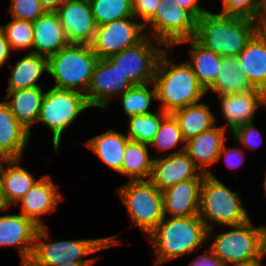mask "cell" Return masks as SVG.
I'll return each mask as SVG.
<instances>
[{
    "label": "cell",
    "mask_w": 266,
    "mask_h": 266,
    "mask_svg": "<svg viewBox=\"0 0 266 266\" xmlns=\"http://www.w3.org/2000/svg\"><path fill=\"white\" fill-rule=\"evenodd\" d=\"M231 133L234 136L235 141L239 142V144H241L243 147H248L249 149H253L255 147L256 149L262 144L259 142V140H262V138L259 135L258 129L254 127L253 122H248L244 125H241L234 129Z\"/></svg>",
    "instance_id": "obj_39"
},
{
    "label": "cell",
    "mask_w": 266,
    "mask_h": 266,
    "mask_svg": "<svg viewBox=\"0 0 266 266\" xmlns=\"http://www.w3.org/2000/svg\"><path fill=\"white\" fill-rule=\"evenodd\" d=\"M168 51H164L158 61L154 77L157 101L162 102L161 110L172 114L188 105L199 103L206 94L197 78L185 61L176 65L168 59Z\"/></svg>",
    "instance_id": "obj_3"
},
{
    "label": "cell",
    "mask_w": 266,
    "mask_h": 266,
    "mask_svg": "<svg viewBox=\"0 0 266 266\" xmlns=\"http://www.w3.org/2000/svg\"><path fill=\"white\" fill-rule=\"evenodd\" d=\"M198 216L208 228V238L216 226L213 222L234 226L250 220L240 196L220 182L213 173L205 175L202 181ZM208 219L212 222L209 223Z\"/></svg>",
    "instance_id": "obj_5"
},
{
    "label": "cell",
    "mask_w": 266,
    "mask_h": 266,
    "mask_svg": "<svg viewBox=\"0 0 266 266\" xmlns=\"http://www.w3.org/2000/svg\"><path fill=\"white\" fill-rule=\"evenodd\" d=\"M56 12L70 44L93 43L97 25L89 0H65Z\"/></svg>",
    "instance_id": "obj_14"
},
{
    "label": "cell",
    "mask_w": 266,
    "mask_h": 266,
    "mask_svg": "<svg viewBox=\"0 0 266 266\" xmlns=\"http://www.w3.org/2000/svg\"><path fill=\"white\" fill-rule=\"evenodd\" d=\"M226 119V129L231 132L248 122H254V115L261 105L266 107V92L254 88L244 93L218 95Z\"/></svg>",
    "instance_id": "obj_19"
},
{
    "label": "cell",
    "mask_w": 266,
    "mask_h": 266,
    "mask_svg": "<svg viewBox=\"0 0 266 266\" xmlns=\"http://www.w3.org/2000/svg\"><path fill=\"white\" fill-rule=\"evenodd\" d=\"M183 43L191 44V59L186 62L192 68L200 86L207 93L218 77L223 57L204 48L194 38L180 41L176 45Z\"/></svg>",
    "instance_id": "obj_25"
},
{
    "label": "cell",
    "mask_w": 266,
    "mask_h": 266,
    "mask_svg": "<svg viewBox=\"0 0 266 266\" xmlns=\"http://www.w3.org/2000/svg\"><path fill=\"white\" fill-rule=\"evenodd\" d=\"M46 226L39 227L31 259L25 266H57L65 262H95L97 258H82L121 243L115 236L45 243L43 240L50 238Z\"/></svg>",
    "instance_id": "obj_4"
},
{
    "label": "cell",
    "mask_w": 266,
    "mask_h": 266,
    "mask_svg": "<svg viewBox=\"0 0 266 266\" xmlns=\"http://www.w3.org/2000/svg\"><path fill=\"white\" fill-rule=\"evenodd\" d=\"M226 130V126H214L185 142V152L201 173H211L207 167L219 161L220 151L227 140Z\"/></svg>",
    "instance_id": "obj_20"
},
{
    "label": "cell",
    "mask_w": 266,
    "mask_h": 266,
    "mask_svg": "<svg viewBox=\"0 0 266 266\" xmlns=\"http://www.w3.org/2000/svg\"><path fill=\"white\" fill-rule=\"evenodd\" d=\"M224 15L245 16L256 19L261 14L263 0H222Z\"/></svg>",
    "instance_id": "obj_37"
},
{
    "label": "cell",
    "mask_w": 266,
    "mask_h": 266,
    "mask_svg": "<svg viewBox=\"0 0 266 266\" xmlns=\"http://www.w3.org/2000/svg\"><path fill=\"white\" fill-rule=\"evenodd\" d=\"M242 152L243 150H240L238 148L227 149L224 143L222 150L220 151L219 154V159L224 157L228 167L236 168L239 167L244 162L245 157L242 155Z\"/></svg>",
    "instance_id": "obj_41"
},
{
    "label": "cell",
    "mask_w": 266,
    "mask_h": 266,
    "mask_svg": "<svg viewBox=\"0 0 266 266\" xmlns=\"http://www.w3.org/2000/svg\"><path fill=\"white\" fill-rule=\"evenodd\" d=\"M151 26L154 38L160 47H174L180 41L195 37L197 19L175 0H161L154 15L144 24ZM153 35V36H151Z\"/></svg>",
    "instance_id": "obj_10"
},
{
    "label": "cell",
    "mask_w": 266,
    "mask_h": 266,
    "mask_svg": "<svg viewBox=\"0 0 266 266\" xmlns=\"http://www.w3.org/2000/svg\"><path fill=\"white\" fill-rule=\"evenodd\" d=\"M133 85L107 59H98L85 94L89 106L107 109L109 100Z\"/></svg>",
    "instance_id": "obj_13"
},
{
    "label": "cell",
    "mask_w": 266,
    "mask_h": 266,
    "mask_svg": "<svg viewBox=\"0 0 266 266\" xmlns=\"http://www.w3.org/2000/svg\"><path fill=\"white\" fill-rule=\"evenodd\" d=\"M185 142L178 121L172 114H168L161 121L159 129L149 146L157 147L159 151H167L178 146L179 143L183 144V148H185Z\"/></svg>",
    "instance_id": "obj_35"
},
{
    "label": "cell",
    "mask_w": 266,
    "mask_h": 266,
    "mask_svg": "<svg viewBox=\"0 0 266 266\" xmlns=\"http://www.w3.org/2000/svg\"><path fill=\"white\" fill-rule=\"evenodd\" d=\"M87 108L91 107L86 96L79 91L53 87L45 92L38 121H42L53 133L56 154L59 153L62 132Z\"/></svg>",
    "instance_id": "obj_9"
},
{
    "label": "cell",
    "mask_w": 266,
    "mask_h": 266,
    "mask_svg": "<svg viewBox=\"0 0 266 266\" xmlns=\"http://www.w3.org/2000/svg\"><path fill=\"white\" fill-rule=\"evenodd\" d=\"M199 172V173H198ZM197 173V174H196ZM201 171L181 146L179 151L153 158L150 181L160 190L197 178Z\"/></svg>",
    "instance_id": "obj_15"
},
{
    "label": "cell",
    "mask_w": 266,
    "mask_h": 266,
    "mask_svg": "<svg viewBox=\"0 0 266 266\" xmlns=\"http://www.w3.org/2000/svg\"><path fill=\"white\" fill-rule=\"evenodd\" d=\"M151 85L153 89L149 90ZM119 97L121 98L122 108L128 117L149 114L152 113V111L149 110L151 100L157 99L156 88L153 82L149 84L133 85Z\"/></svg>",
    "instance_id": "obj_32"
},
{
    "label": "cell",
    "mask_w": 266,
    "mask_h": 266,
    "mask_svg": "<svg viewBox=\"0 0 266 266\" xmlns=\"http://www.w3.org/2000/svg\"><path fill=\"white\" fill-rule=\"evenodd\" d=\"M148 146V144L132 140L127 142L123 155L121 174L129 176L130 181L150 179L153 158L149 155Z\"/></svg>",
    "instance_id": "obj_30"
},
{
    "label": "cell",
    "mask_w": 266,
    "mask_h": 266,
    "mask_svg": "<svg viewBox=\"0 0 266 266\" xmlns=\"http://www.w3.org/2000/svg\"><path fill=\"white\" fill-rule=\"evenodd\" d=\"M11 67L7 91L40 87L37 81L48 72V57L29 52Z\"/></svg>",
    "instance_id": "obj_28"
},
{
    "label": "cell",
    "mask_w": 266,
    "mask_h": 266,
    "mask_svg": "<svg viewBox=\"0 0 266 266\" xmlns=\"http://www.w3.org/2000/svg\"><path fill=\"white\" fill-rule=\"evenodd\" d=\"M130 219L149 235L164 219L163 194L150 180L128 181L116 189Z\"/></svg>",
    "instance_id": "obj_8"
},
{
    "label": "cell",
    "mask_w": 266,
    "mask_h": 266,
    "mask_svg": "<svg viewBox=\"0 0 266 266\" xmlns=\"http://www.w3.org/2000/svg\"><path fill=\"white\" fill-rule=\"evenodd\" d=\"M33 26V48L30 53L50 57L69 45L56 11H46L35 21Z\"/></svg>",
    "instance_id": "obj_21"
},
{
    "label": "cell",
    "mask_w": 266,
    "mask_h": 266,
    "mask_svg": "<svg viewBox=\"0 0 266 266\" xmlns=\"http://www.w3.org/2000/svg\"><path fill=\"white\" fill-rule=\"evenodd\" d=\"M43 87L7 91L4 101L17 121L31 134V126L38 121L45 92ZM10 99V100H9Z\"/></svg>",
    "instance_id": "obj_23"
},
{
    "label": "cell",
    "mask_w": 266,
    "mask_h": 266,
    "mask_svg": "<svg viewBox=\"0 0 266 266\" xmlns=\"http://www.w3.org/2000/svg\"><path fill=\"white\" fill-rule=\"evenodd\" d=\"M11 47L6 39L3 29L0 27V68L4 66V63L11 56Z\"/></svg>",
    "instance_id": "obj_44"
},
{
    "label": "cell",
    "mask_w": 266,
    "mask_h": 266,
    "mask_svg": "<svg viewBox=\"0 0 266 266\" xmlns=\"http://www.w3.org/2000/svg\"><path fill=\"white\" fill-rule=\"evenodd\" d=\"M94 262H65L57 266H92Z\"/></svg>",
    "instance_id": "obj_48"
},
{
    "label": "cell",
    "mask_w": 266,
    "mask_h": 266,
    "mask_svg": "<svg viewBox=\"0 0 266 266\" xmlns=\"http://www.w3.org/2000/svg\"><path fill=\"white\" fill-rule=\"evenodd\" d=\"M206 174L197 178L182 181L162 191L164 216L187 217L198 215L200 207V190Z\"/></svg>",
    "instance_id": "obj_18"
},
{
    "label": "cell",
    "mask_w": 266,
    "mask_h": 266,
    "mask_svg": "<svg viewBox=\"0 0 266 266\" xmlns=\"http://www.w3.org/2000/svg\"><path fill=\"white\" fill-rule=\"evenodd\" d=\"M265 255H266V252L258 258H255V259H252L249 261H245L242 263H238V264H235L233 266H263L261 263V260L264 258Z\"/></svg>",
    "instance_id": "obj_47"
},
{
    "label": "cell",
    "mask_w": 266,
    "mask_h": 266,
    "mask_svg": "<svg viewBox=\"0 0 266 266\" xmlns=\"http://www.w3.org/2000/svg\"><path fill=\"white\" fill-rule=\"evenodd\" d=\"M138 21L132 16L97 26L91 46L98 59L108 58L140 42L147 33H142L144 24Z\"/></svg>",
    "instance_id": "obj_12"
},
{
    "label": "cell",
    "mask_w": 266,
    "mask_h": 266,
    "mask_svg": "<svg viewBox=\"0 0 266 266\" xmlns=\"http://www.w3.org/2000/svg\"><path fill=\"white\" fill-rule=\"evenodd\" d=\"M254 34L252 18L207 11L197 20L194 39L219 56L237 57Z\"/></svg>",
    "instance_id": "obj_1"
},
{
    "label": "cell",
    "mask_w": 266,
    "mask_h": 266,
    "mask_svg": "<svg viewBox=\"0 0 266 266\" xmlns=\"http://www.w3.org/2000/svg\"><path fill=\"white\" fill-rule=\"evenodd\" d=\"M12 19L7 25L0 26L5 33L11 49H30L33 46L32 21Z\"/></svg>",
    "instance_id": "obj_36"
},
{
    "label": "cell",
    "mask_w": 266,
    "mask_h": 266,
    "mask_svg": "<svg viewBox=\"0 0 266 266\" xmlns=\"http://www.w3.org/2000/svg\"><path fill=\"white\" fill-rule=\"evenodd\" d=\"M129 140L122 133L109 130L89 139L85 144L105 165L121 174L123 155Z\"/></svg>",
    "instance_id": "obj_27"
},
{
    "label": "cell",
    "mask_w": 266,
    "mask_h": 266,
    "mask_svg": "<svg viewBox=\"0 0 266 266\" xmlns=\"http://www.w3.org/2000/svg\"><path fill=\"white\" fill-rule=\"evenodd\" d=\"M189 266H225L208 249L205 254L198 255L196 260H191Z\"/></svg>",
    "instance_id": "obj_43"
},
{
    "label": "cell",
    "mask_w": 266,
    "mask_h": 266,
    "mask_svg": "<svg viewBox=\"0 0 266 266\" xmlns=\"http://www.w3.org/2000/svg\"><path fill=\"white\" fill-rule=\"evenodd\" d=\"M153 44L152 37L146 35L136 45L107 59L132 85L149 84L154 81L159 58L165 51Z\"/></svg>",
    "instance_id": "obj_11"
},
{
    "label": "cell",
    "mask_w": 266,
    "mask_h": 266,
    "mask_svg": "<svg viewBox=\"0 0 266 266\" xmlns=\"http://www.w3.org/2000/svg\"><path fill=\"white\" fill-rule=\"evenodd\" d=\"M21 159L0 160V184L6 203L16 204L37 181L32 174L19 166ZM3 161L8 167H5Z\"/></svg>",
    "instance_id": "obj_24"
},
{
    "label": "cell",
    "mask_w": 266,
    "mask_h": 266,
    "mask_svg": "<svg viewBox=\"0 0 266 266\" xmlns=\"http://www.w3.org/2000/svg\"><path fill=\"white\" fill-rule=\"evenodd\" d=\"M29 138V131L17 121L3 99L0 102V160L21 159Z\"/></svg>",
    "instance_id": "obj_22"
},
{
    "label": "cell",
    "mask_w": 266,
    "mask_h": 266,
    "mask_svg": "<svg viewBox=\"0 0 266 266\" xmlns=\"http://www.w3.org/2000/svg\"><path fill=\"white\" fill-rule=\"evenodd\" d=\"M255 24V34L266 46V18L259 16L254 19Z\"/></svg>",
    "instance_id": "obj_45"
},
{
    "label": "cell",
    "mask_w": 266,
    "mask_h": 266,
    "mask_svg": "<svg viewBox=\"0 0 266 266\" xmlns=\"http://www.w3.org/2000/svg\"><path fill=\"white\" fill-rule=\"evenodd\" d=\"M10 13L18 20L35 21L46 12L39 0H11Z\"/></svg>",
    "instance_id": "obj_38"
},
{
    "label": "cell",
    "mask_w": 266,
    "mask_h": 266,
    "mask_svg": "<svg viewBox=\"0 0 266 266\" xmlns=\"http://www.w3.org/2000/svg\"><path fill=\"white\" fill-rule=\"evenodd\" d=\"M254 89L247 76L238 66L236 57H223L214 85L209 89L217 95L244 93Z\"/></svg>",
    "instance_id": "obj_31"
},
{
    "label": "cell",
    "mask_w": 266,
    "mask_h": 266,
    "mask_svg": "<svg viewBox=\"0 0 266 266\" xmlns=\"http://www.w3.org/2000/svg\"><path fill=\"white\" fill-rule=\"evenodd\" d=\"M8 204L6 203L5 199H4V196H3V193H2V189H1V184H0V209L1 210H5L7 211L6 208H8Z\"/></svg>",
    "instance_id": "obj_49"
},
{
    "label": "cell",
    "mask_w": 266,
    "mask_h": 266,
    "mask_svg": "<svg viewBox=\"0 0 266 266\" xmlns=\"http://www.w3.org/2000/svg\"><path fill=\"white\" fill-rule=\"evenodd\" d=\"M233 230L220 233L209 250L225 266L235 265L262 256L266 252V227H254L251 220L228 226Z\"/></svg>",
    "instance_id": "obj_7"
},
{
    "label": "cell",
    "mask_w": 266,
    "mask_h": 266,
    "mask_svg": "<svg viewBox=\"0 0 266 266\" xmlns=\"http://www.w3.org/2000/svg\"><path fill=\"white\" fill-rule=\"evenodd\" d=\"M265 175H266V171H265ZM263 186H264L265 196H266V176H265V179H264Z\"/></svg>",
    "instance_id": "obj_51"
},
{
    "label": "cell",
    "mask_w": 266,
    "mask_h": 266,
    "mask_svg": "<svg viewBox=\"0 0 266 266\" xmlns=\"http://www.w3.org/2000/svg\"><path fill=\"white\" fill-rule=\"evenodd\" d=\"M177 4L188 10L197 20H199L208 10L201 7L198 0H175Z\"/></svg>",
    "instance_id": "obj_42"
},
{
    "label": "cell",
    "mask_w": 266,
    "mask_h": 266,
    "mask_svg": "<svg viewBox=\"0 0 266 266\" xmlns=\"http://www.w3.org/2000/svg\"><path fill=\"white\" fill-rule=\"evenodd\" d=\"M97 26L133 16L132 0H89Z\"/></svg>",
    "instance_id": "obj_34"
},
{
    "label": "cell",
    "mask_w": 266,
    "mask_h": 266,
    "mask_svg": "<svg viewBox=\"0 0 266 266\" xmlns=\"http://www.w3.org/2000/svg\"><path fill=\"white\" fill-rule=\"evenodd\" d=\"M172 115L178 121L185 141L216 126V117L204 103L188 105L174 111Z\"/></svg>",
    "instance_id": "obj_29"
},
{
    "label": "cell",
    "mask_w": 266,
    "mask_h": 266,
    "mask_svg": "<svg viewBox=\"0 0 266 266\" xmlns=\"http://www.w3.org/2000/svg\"><path fill=\"white\" fill-rule=\"evenodd\" d=\"M161 0H133V16L142 18L145 24L156 12Z\"/></svg>",
    "instance_id": "obj_40"
},
{
    "label": "cell",
    "mask_w": 266,
    "mask_h": 266,
    "mask_svg": "<svg viewBox=\"0 0 266 266\" xmlns=\"http://www.w3.org/2000/svg\"><path fill=\"white\" fill-rule=\"evenodd\" d=\"M98 57L88 44H69L48 57V74L55 88L86 94Z\"/></svg>",
    "instance_id": "obj_6"
},
{
    "label": "cell",
    "mask_w": 266,
    "mask_h": 266,
    "mask_svg": "<svg viewBox=\"0 0 266 266\" xmlns=\"http://www.w3.org/2000/svg\"><path fill=\"white\" fill-rule=\"evenodd\" d=\"M260 16L266 18V0H263V2H262V8H261Z\"/></svg>",
    "instance_id": "obj_50"
},
{
    "label": "cell",
    "mask_w": 266,
    "mask_h": 266,
    "mask_svg": "<svg viewBox=\"0 0 266 266\" xmlns=\"http://www.w3.org/2000/svg\"><path fill=\"white\" fill-rule=\"evenodd\" d=\"M167 115L168 113L159 110L158 115L152 112L130 116L128 118L129 134L127 137L132 141L150 145L159 129L161 121Z\"/></svg>",
    "instance_id": "obj_33"
},
{
    "label": "cell",
    "mask_w": 266,
    "mask_h": 266,
    "mask_svg": "<svg viewBox=\"0 0 266 266\" xmlns=\"http://www.w3.org/2000/svg\"><path fill=\"white\" fill-rule=\"evenodd\" d=\"M166 218L147 236L157 256L154 266L190 254L208 239V228L198 215Z\"/></svg>",
    "instance_id": "obj_2"
},
{
    "label": "cell",
    "mask_w": 266,
    "mask_h": 266,
    "mask_svg": "<svg viewBox=\"0 0 266 266\" xmlns=\"http://www.w3.org/2000/svg\"><path fill=\"white\" fill-rule=\"evenodd\" d=\"M62 199L52 178L44 175L17 203L21 204V214L41 227L45 226V223L40 216L54 211Z\"/></svg>",
    "instance_id": "obj_17"
},
{
    "label": "cell",
    "mask_w": 266,
    "mask_h": 266,
    "mask_svg": "<svg viewBox=\"0 0 266 266\" xmlns=\"http://www.w3.org/2000/svg\"><path fill=\"white\" fill-rule=\"evenodd\" d=\"M236 58L250 84L266 92V46L256 34Z\"/></svg>",
    "instance_id": "obj_26"
},
{
    "label": "cell",
    "mask_w": 266,
    "mask_h": 266,
    "mask_svg": "<svg viewBox=\"0 0 266 266\" xmlns=\"http://www.w3.org/2000/svg\"><path fill=\"white\" fill-rule=\"evenodd\" d=\"M38 229L39 226L23 214L0 216V247L18 249L21 266H25L31 259Z\"/></svg>",
    "instance_id": "obj_16"
},
{
    "label": "cell",
    "mask_w": 266,
    "mask_h": 266,
    "mask_svg": "<svg viewBox=\"0 0 266 266\" xmlns=\"http://www.w3.org/2000/svg\"><path fill=\"white\" fill-rule=\"evenodd\" d=\"M46 11H56L65 0H39Z\"/></svg>",
    "instance_id": "obj_46"
}]
</instances>
